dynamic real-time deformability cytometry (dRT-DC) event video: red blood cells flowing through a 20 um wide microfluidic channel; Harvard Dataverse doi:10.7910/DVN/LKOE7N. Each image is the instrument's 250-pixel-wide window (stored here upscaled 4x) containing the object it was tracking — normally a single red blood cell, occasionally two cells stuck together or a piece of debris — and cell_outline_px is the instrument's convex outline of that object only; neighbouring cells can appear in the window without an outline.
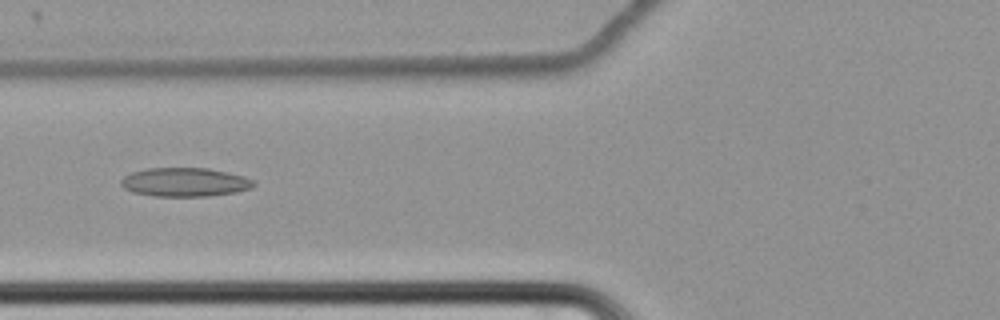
{"species": "common noctule bat (a hibernating species)", "species_latin": "Nyctalus noctula", "temperature_condition": "cold", "stored_images_in_passage": 33, "camera_frame_rate_fps": 3000, "um_per_image_px": 0.085, "animal": {"sex": "female", "body_mass_g": 22.7, "forearm_length_mm": 54.2}, "frame": {"image": 1, "passage_image": 4, "time_ms": 1.0, "image_size_px": [1000, 320], "cell_outline_px": [[256, 184], [252, 188], [236, 192], [208, 196], [152, 196], [132, 192], [124, 188], [120, 184], [120, 180], [124, 176], [132, 172], [144, 168], [208, 168], [228, 172], [244, 176], [252, 180]], "centroid_in_image_um": [15.69, 15.48], "position_along_channel_um": 110.1, "area_um2": 22.43}}
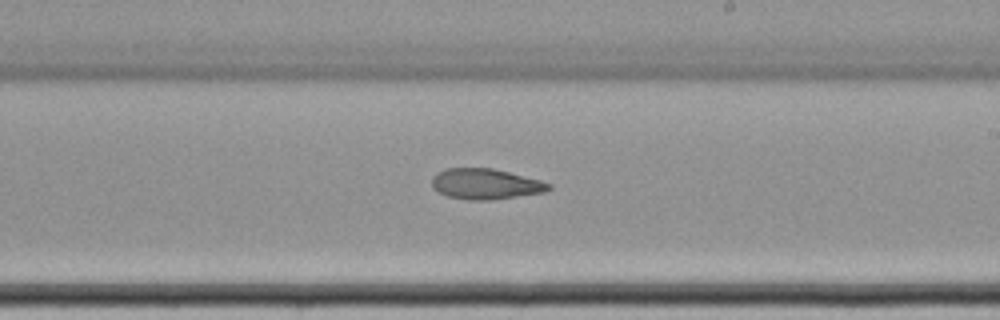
{"frame": {"image": 2, "passage_image": 16, "time_ms": 5.0, "image_size_px": [1000, 320], "cell_outline_px": [[552, 188], [544, 192], [492, 200], [468, 200], [448, 196], [432, 188], [432, 176], [436, 172], [444, 168], [492, 168], [540, 180], [552, 184]], "centroid_in_image_um": [41.25, 15.63], "position_along_channel_um": 247.8, "area_um2": 20.87}}
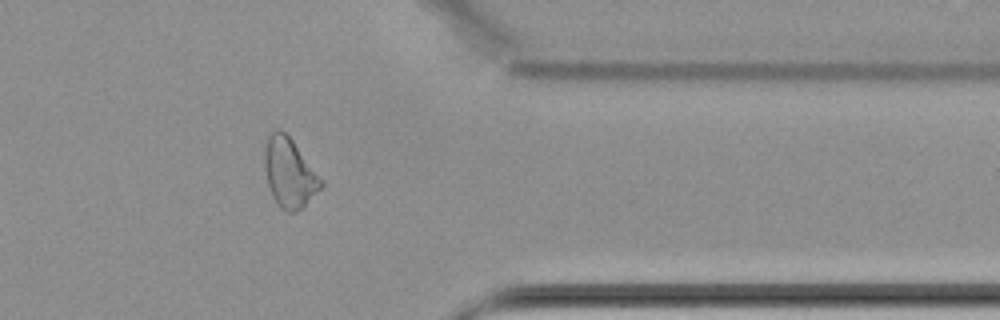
{"frame": {"image": 3, "passage_image": 29, "time_ms": 9.333, "image_size_px": [1000, 320], "cell_outline_px": [[324, 184], [296, 212], [288, 212], [280, 208], [276, 204], [272, 196], [268, 184], [264, 168], [264, 148], [268, 136], [276, 128], [280, 128], [292, 140]], "centroid_in_image_um": [24.53, 14.68], "position_along_channel_um": 386.9, "area_um2": 22.25}}